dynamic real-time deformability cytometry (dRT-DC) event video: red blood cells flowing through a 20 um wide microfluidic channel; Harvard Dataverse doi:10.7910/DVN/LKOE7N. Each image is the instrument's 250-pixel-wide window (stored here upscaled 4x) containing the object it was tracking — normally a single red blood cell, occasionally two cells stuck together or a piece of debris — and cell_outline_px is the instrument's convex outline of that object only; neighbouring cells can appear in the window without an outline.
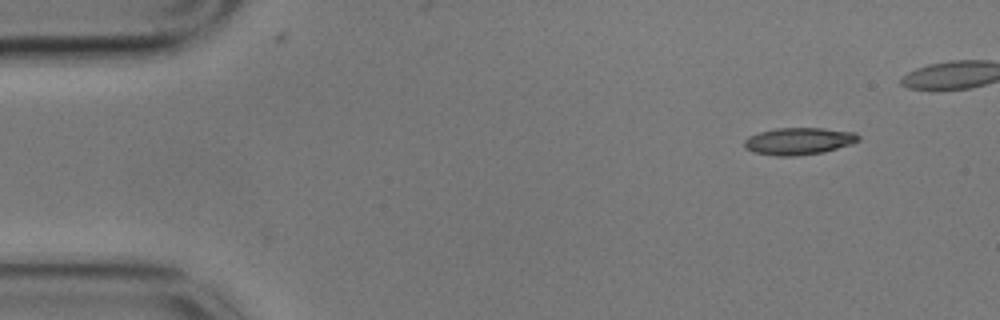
{"species": "common noctule bat (a hibernating species)", "species_latin": "Nyctalus noctula", "temperature_condition": "cold", "stored_images_in_passage": 3, "camera_frame_rate_fps": 3000, "um_per_image_px": 0.085, "animal": {"sex": "male", "body_mass_g": 17.9}, "frame": {"image": 1, "passage_image": 1, "time_ms": 0.0, "image_size_px": [1000, 320], "cell_outline_px": [[860, 140], [852, 144], [824, 152], [796, 156], [776, 156], [752, 152], [744, 148], [744, 140], [748, 136], [760, 132], [776, 128], [824, 128], [856, 132], [860, 136]], "centroid_in_image_um": [67.9, 12.0], "position_along_channel_um": 17.1, "area_um2": 18.26}}